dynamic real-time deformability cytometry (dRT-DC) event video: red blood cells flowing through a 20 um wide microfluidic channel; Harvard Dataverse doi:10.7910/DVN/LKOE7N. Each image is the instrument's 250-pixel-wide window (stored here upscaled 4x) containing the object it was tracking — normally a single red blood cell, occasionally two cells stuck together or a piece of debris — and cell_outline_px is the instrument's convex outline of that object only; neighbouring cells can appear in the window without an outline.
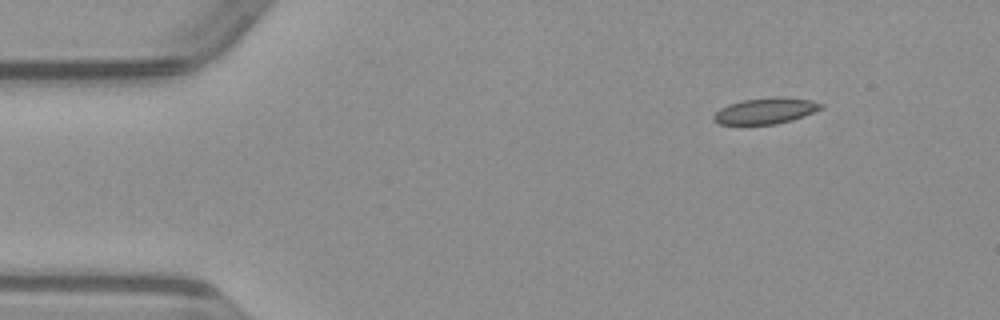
{"species": "common noctule bat (a hibernating species)", "species_latin": "Nyctalus noctula", "temperature_condition": "warm", "stored_images_in_passage": 45, "camera_frame_rate_fps": 3000, "um_per_image_px": 0.085, "animal": {"sex": "male", "body_mass_g": 23.1, "forearm_length_mm": 52.7}, "frame": {"image": 1, "passage_image": 1, "time_ms": 0.0, "image_size_px": [1000, 320], "cell_outline_px": [[824, 108], [804, 116], [792, 120], [776, 124], [720, 124], [712, 120], [712, 116], [720, 108], [728, 104], [744, 100], [772, 96], [776, 96], [812, 100], [824, 104]], "centroid_in_image_um": [65.09, 9.41], "position_along_channel_um": 19.9, "area_um2": 16.42}}
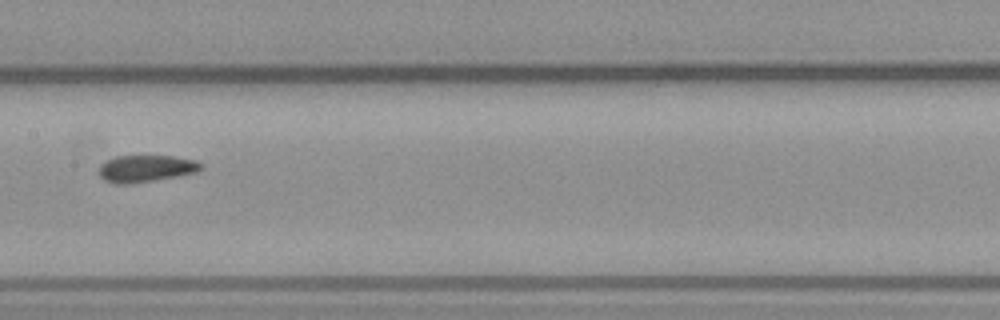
{"frame": {"image": 2, "passage_image": 20, "time_ms": 6.333, "image_size_px": [1000, 320], "cell_outline_px": [[204, 168], [196, 172], [176, 176], [128, 184], [116, 184], [104, 180], [100, 176], [100, 164], [116, 156], [172, 156], [196, 160], [204, 164]], "centroid_in_image_um": [12.43, 14.32], "position_along_channel_um": 195.0, "area_um2": 15.9}}
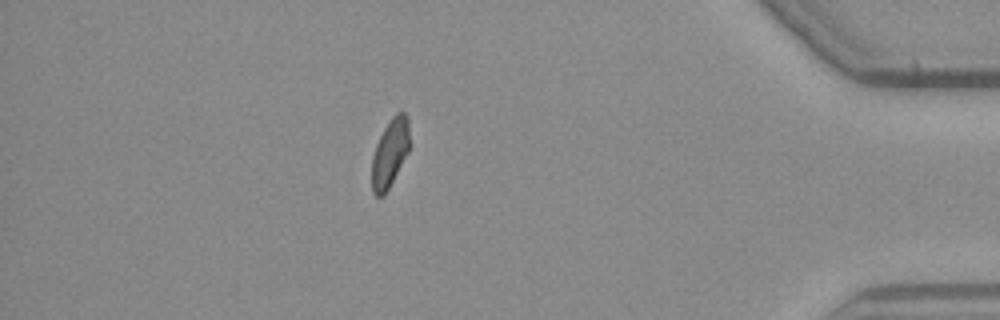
{"frame": {"image": 3, "passage_image": 39, "time_ms": 12.667, "image_size_px": [1000, 320], "cell_outline_px": [[408, 152], [384, 196], [376, 196], [372, 192], [372, 156], [376, 144], [384, 128], [392, 116], [396, 112], [404, 112], [408, 116]], "centroid_in_image_um": [33.12, 13.01], "position_along_channel_um": 402.1, "area_um2": 14.8}}